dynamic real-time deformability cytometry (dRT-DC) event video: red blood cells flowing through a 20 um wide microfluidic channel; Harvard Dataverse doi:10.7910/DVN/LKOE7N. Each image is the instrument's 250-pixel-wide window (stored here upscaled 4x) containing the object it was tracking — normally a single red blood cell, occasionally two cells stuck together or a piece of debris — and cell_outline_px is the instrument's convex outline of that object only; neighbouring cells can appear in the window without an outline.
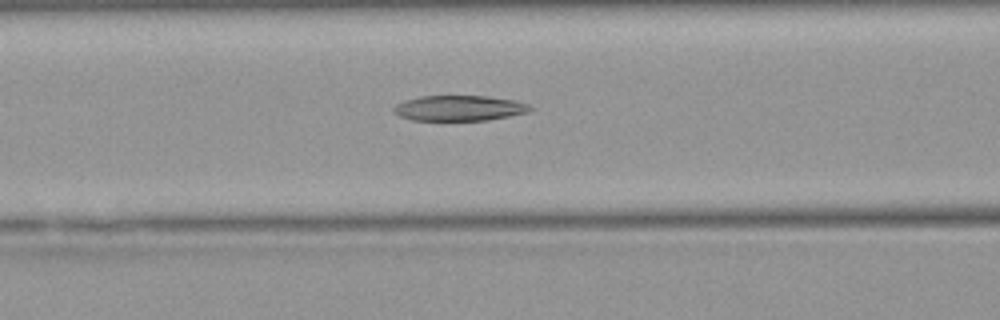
{"species": "Egyptian fruit bat (a non-hibernating species)", "species_latin": "Rousettus aegyptiacus", "temperature_condition": "warm", "stored_images_in_passage": 28, "camera_frame_rate_fps": 3000, "um_per_image_px": 0.085, "animal": {"sex": "female"}, "frame": {"image": 1, "passage_image": 8, "time_ms": 2.333, "image_size_px": [1000, 320], "cell_outline_px": [[536, 108], [528, 112], [488, 120], [412, 120], [400, 116], [392, 112], [392, 108], [396, 104], [404, 100], [420, 96], [488, 96], [516, 100], [528, 104]], "centroid_in_image_um": [39.04, 9.18], "position_along_channel_um": 127.6, "area_um2": 20.35}}
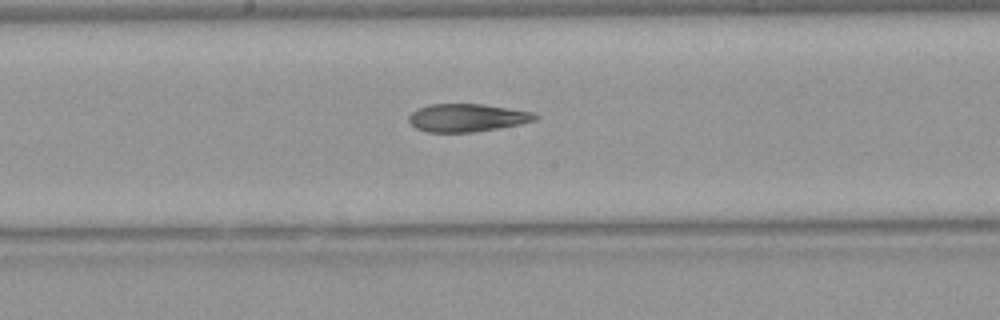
{"frame": {"image": 2, "passage_image": 14, "time_ms": 4.333, "image_size_px": [1000, 320], "cell_outline_px": [[540, 116], [536, 120], [520, 124], [476, 132], [428, 132], [416, 128], [408, 120], [408, 116], [416, 108], [428, 104], [484, 104], [536, 112]], "centroid_in_image_um": [39.73, 10.0], "position_along_channel_um": 208.5, "area_um2": 20.81}}
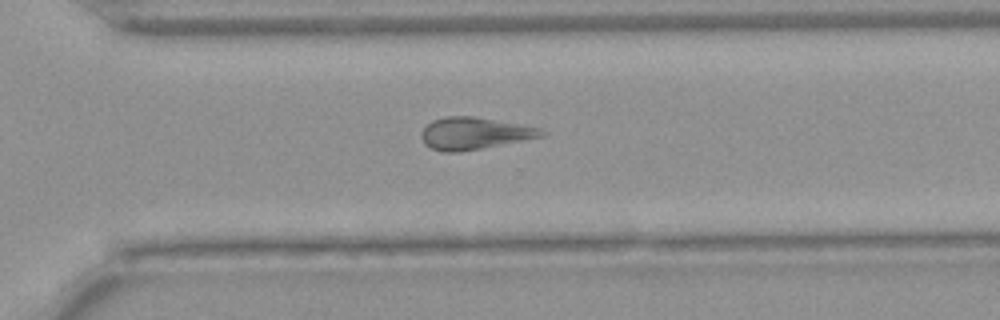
{"frame": {"image": 3, "passage_image": 23, "time_ms": 7.333, "image_size_px": [1000, 320], "cell_outline_px": [[548, 132], [544, 136], [524, 140], [460, 152], [444, 152], [432, 148], [424, 144], [420, 136], [420, 132], [432, 120], [444, 116], [472, 116], [540, 128]], "centroid_in_image_um": [40.29, 11.34], "position_along_channel_um": 330.3, "area_um2": 22.31}}